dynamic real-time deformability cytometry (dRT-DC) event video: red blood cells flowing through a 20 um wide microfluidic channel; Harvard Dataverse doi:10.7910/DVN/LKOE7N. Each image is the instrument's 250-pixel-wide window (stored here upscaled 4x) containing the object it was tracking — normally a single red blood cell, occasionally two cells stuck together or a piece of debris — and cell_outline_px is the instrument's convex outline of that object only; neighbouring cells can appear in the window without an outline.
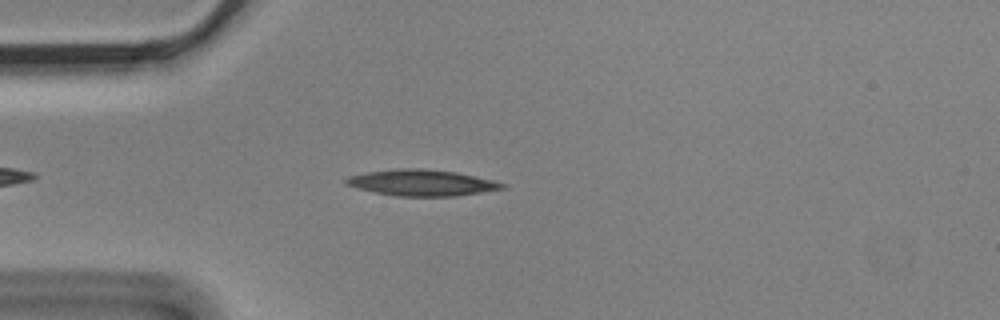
{"species": "Egyptian fruit bat (a non-hibernating species)", "species_latin": "Rousettus aegyptiacus", "temperature_condition": "cold", "stored_images_in_passage": 4, "camera_frame_rate_fps": 3000, "um_per_image_px": 0.085, "animal": {"sex": "male"}, "frame": {"image": 1, "passage_image": 4, "time_ms": 1.0, "image_size_px": [1000, 320], "cell_outline_px": [[508, 188], [456, 196], [396, 196], [356, 188], [344, 184], [344, 180], [348, 176], [368, 172], [400, 168], [420, 168], [456, 172], [492, 180], [508, 184]], "centroid_in_image_um": [35.87, 15.53], "position_along_channel_um": 49.1, "area_um2": 23.81}}